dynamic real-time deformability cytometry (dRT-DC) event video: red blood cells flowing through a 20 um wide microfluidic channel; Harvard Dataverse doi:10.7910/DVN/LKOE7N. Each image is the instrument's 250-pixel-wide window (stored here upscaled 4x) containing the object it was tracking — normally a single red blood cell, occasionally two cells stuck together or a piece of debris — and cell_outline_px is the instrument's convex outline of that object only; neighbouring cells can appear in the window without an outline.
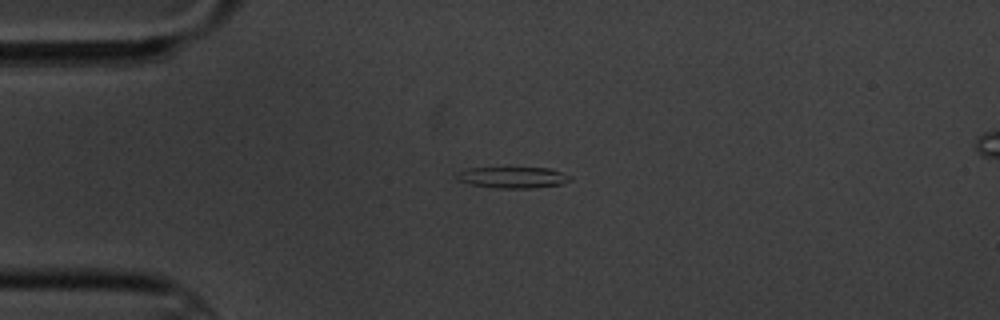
{"species": "common noctule bat (a hibernating species)", "species_latin": "Nyctalus noctula", "temperature_condition": "cold", "stored_images_in_passage": 12, "camera_frame_rate_fps": 3000, "um_per_image_px": 0.085, "animal": {"sex": "male", "body_mass_g": 20.1, "forearm_length_mm": 53.5}, "frame": {"image": 1, "passage_image": 1, "time_ms": 0.0, "image_size_px": [1000, 320], "cell_outline_px": [[572, 180], [560, 184], [528, 188], [496, 188], [468, 184], [456, 180], [452, 176], [456, 172], [468, 168], [548, 168], [572, 176]], "centroid_in_image_um": [43.49, 15.08], "position_along_channel_um": 41.5, "area_um2": 14.1}}
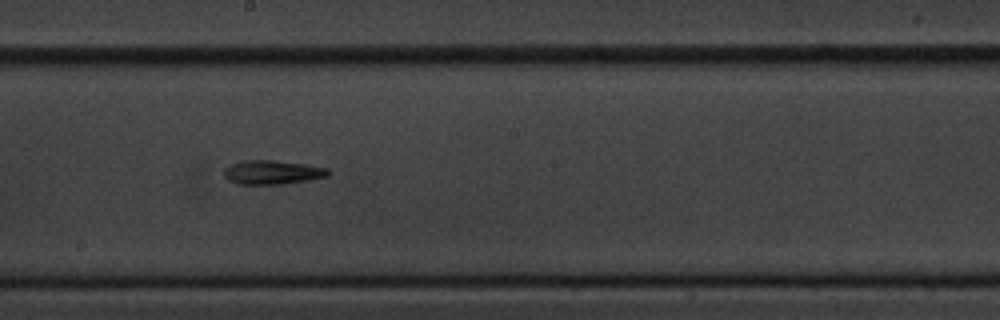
{"frame": {"image": 2, "passage_image": 6, "time_ms": 6.0, "image_size_px": [1000, 320], "cell_outline_px": [[332, 172], [328, 176], [308, 180], [284, 184], [236, 184], [228, 180], [224, 176], [224, 168], [240, 160], [272, 160], [304, 164], [328, 168]], "centroid_in_image_um": [23.14, 14.64], "position_along_channel_um": 225.1, "area_um2": 14.68}}
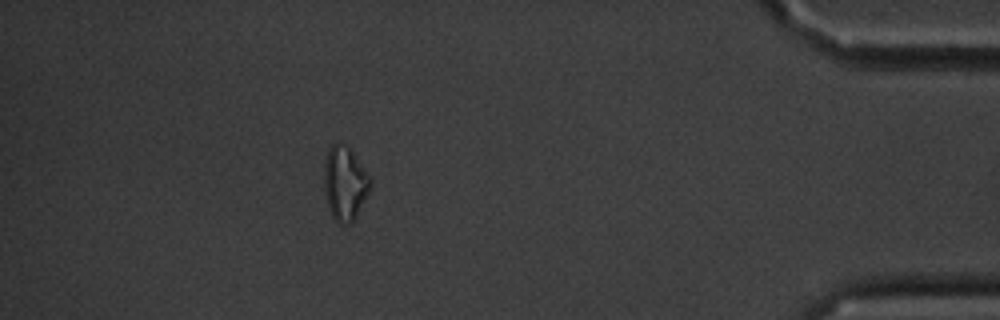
{"frame": {"image": 3, "passage_image": 11, "time_ms": 12.667, "image_size_px": [1000, 320], "cell_outline_px": [[372, 184], [352, 224], [340, 224], [332, 216], [324, 192], [324, 164], [328, 148], [332, 144], [336, 144], [352, 148], [372, 176]], "centroid_in_image_um": [29.34, 15.55], "position_along_channel_um": 405.9, "area_um2": 20.23}}